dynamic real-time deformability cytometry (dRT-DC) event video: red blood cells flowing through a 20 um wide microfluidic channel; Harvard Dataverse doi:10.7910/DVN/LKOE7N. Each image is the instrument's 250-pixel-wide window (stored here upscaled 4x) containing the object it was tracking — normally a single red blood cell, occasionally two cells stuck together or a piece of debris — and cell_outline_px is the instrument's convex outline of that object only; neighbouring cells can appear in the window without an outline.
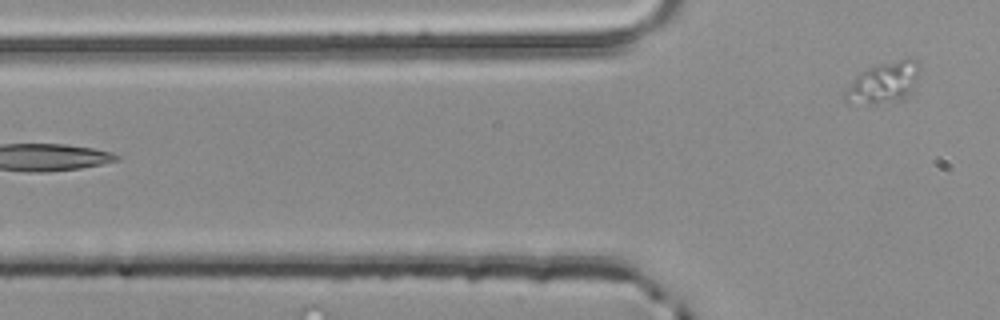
{"species": "common noctule bat (a hibernating species)", "species_latin": "Nyctalus noctula", "temperature_condition": "room temperature", "stored_images_in_passage": 5, "segment_of_instrument_passage": [2, 2], "camera_frame_rate_fps": 3000, "um_per_image_px": 0.085, "animal": {"sex": "male", "body_mass_g": 20.4}, "frame": {"image": 1, "passage_image": 5, "time_ms": 1.333, "image_size_px": [1000, 320], "cell_outline_px": [[920, 68], [912, 88], [908, 92], [900, 96], [868, 104], [848, 104], [844, 100], [844, 96], [852, 80], [860, 72], [868, 68], [880, 64], [908, 56], [916, 60], [920, 64]], "centroid_in_image_um": [75.07, 6.95], "position_along_channel_um": 50.7, "area_um2": 17.11}}